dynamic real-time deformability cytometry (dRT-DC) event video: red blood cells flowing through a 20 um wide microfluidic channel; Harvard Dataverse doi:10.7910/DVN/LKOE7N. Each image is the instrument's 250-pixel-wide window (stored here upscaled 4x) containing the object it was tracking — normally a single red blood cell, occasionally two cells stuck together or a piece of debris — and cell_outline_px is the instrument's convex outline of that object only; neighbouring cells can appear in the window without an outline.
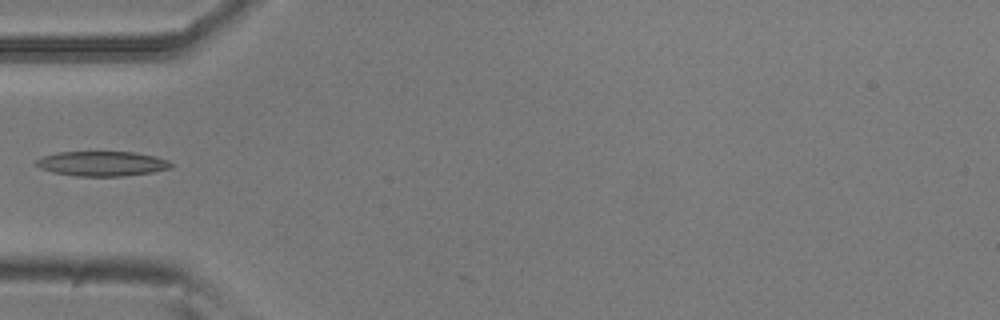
{"species": "common noctule bat (a hibernating species)", "species_latin": "Nyctalus noctula", "temperature_condition": "room temperature", "stored_images_in_passage": 3, "camera_frame_rate_fps": 3000, "um_per_image_px": 0.085, "animal": {"sex": "male", "body_mass_g": 20.5, "forearm_length_mm": 52.5}, "frame": {"image": 1, "passage_image": 1, "time_ms": 0.0, "image_size_px": [1000, 320], "cell_outline_px": [[172, 164], [168, 168], [152, 172], [120, 176], [76, 176], [52, 172], [40, 168], [36, 164], [36, 160], [44, 156], [56, 152], [136, 152], [156, 156], [168, 160]], "centroid_in_image_um": [8.66, 13.9], "position_along_channel_um": 76.3, "area_um2": 19.36}}